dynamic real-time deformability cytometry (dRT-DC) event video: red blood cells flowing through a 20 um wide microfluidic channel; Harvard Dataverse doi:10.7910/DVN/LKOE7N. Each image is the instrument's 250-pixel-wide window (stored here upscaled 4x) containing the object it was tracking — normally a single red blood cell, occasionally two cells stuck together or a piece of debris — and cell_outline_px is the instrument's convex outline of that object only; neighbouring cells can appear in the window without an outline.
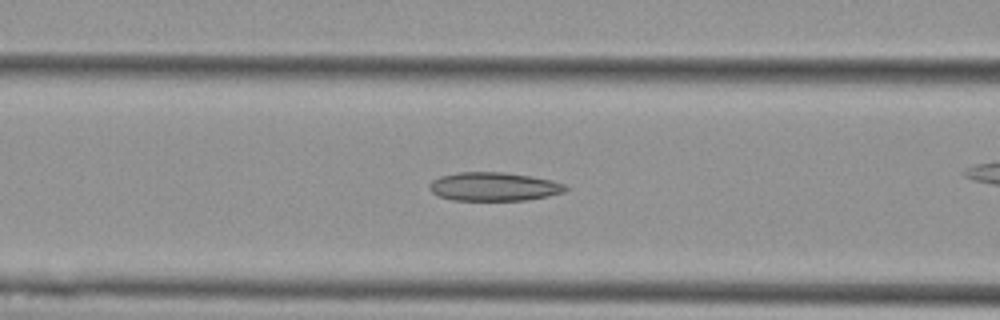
{"species": "Egyptian fruit bat (a non-hibernating species)", "species_latin": "Rousettus aegyptiacus", "temperature_condition": "cold", "stored_images_in_passage": 42, "camera_frame_rate_fps": 3000, "um_per_image_px": 0.085, "animal": {"sex": "female"}, "frame": {"image": 1, "passage_image": 21, "time_ms": 6.667, "image_size_px": [1000, 320], "cell_outline_px": [[568, 188], [564, 192], [548, 196], [528, 200], [452, 200], [440, 196], [432, 192], [428, 188], [428, 184], [432, 180], [440, 176], [460, 172], [504, 172], [532, 176], [552, 180], [564, 184]], "centroid_in_image_um": [41.97, 15.86], "position_along_channel_um": 124.6, "area_um2": 22.77}}
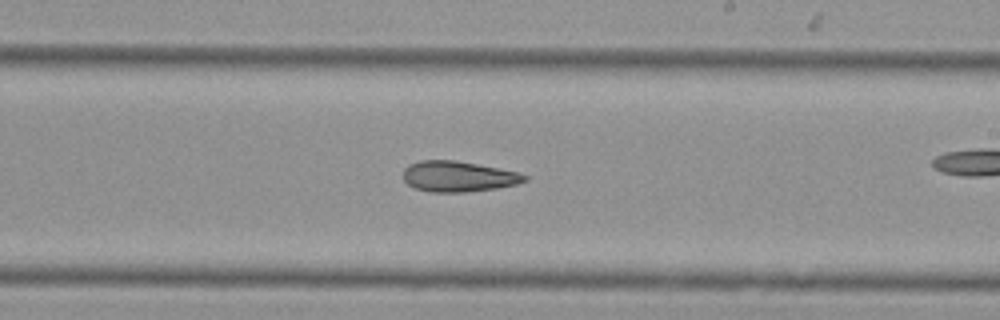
{"frame": {"image": 2, "passage_image": 31, "time_ms": 10.0, "image_size_px": [1000, 320], "cell_outline_px": [[528, 180], [516, 184], [496, 188], [468, 192], [432, 192], [416, 188], [408, 184], [404, 180], [404, 168], [408, 164], [420, 160], [456, 160], [516, 172], [528, 176]], "centroid_in_image_um": [38.93, 15.0], "position_along_channel_um": 250.1, "area_um2": 21.5}}
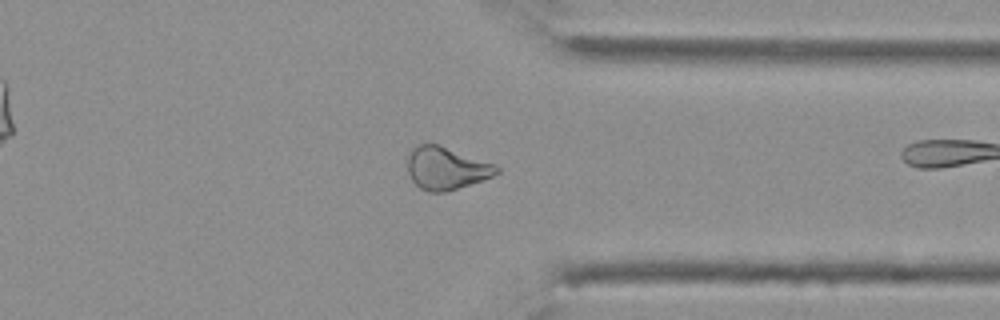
{"frame": {"image": 3, "passage_image": 41, "time_ms": 13.333, "image_size_px": [1000, 320], "cell_outline_px": [[500, 172], [492, 176], [448, 192], [428, 192], [420, 188], [412, 180], [408, 172], [408, 156], [412, 148], [416, 144], [436, 144], [496, 164], [500, 168]], "centroid_in_image_um": [37.93, 14.31], "position_along_channel_um": 373.5, "area_um2": 22.02}}